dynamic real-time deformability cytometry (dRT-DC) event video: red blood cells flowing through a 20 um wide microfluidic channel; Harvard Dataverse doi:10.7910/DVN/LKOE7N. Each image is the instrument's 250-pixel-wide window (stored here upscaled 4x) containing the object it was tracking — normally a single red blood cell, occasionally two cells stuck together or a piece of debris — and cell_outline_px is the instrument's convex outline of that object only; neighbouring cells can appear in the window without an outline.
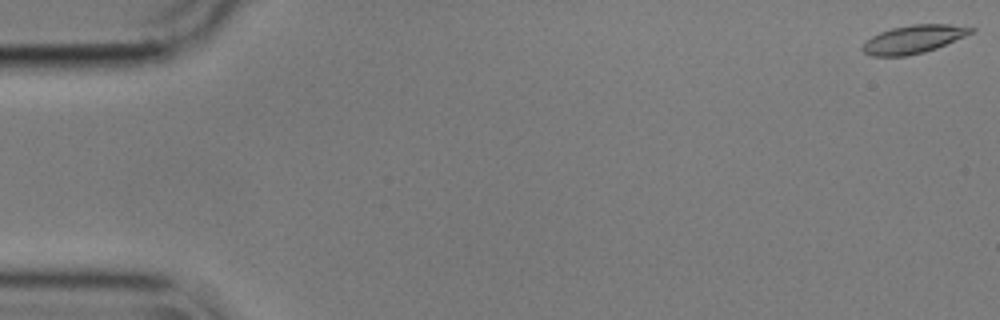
{"species": "common noctule bat (a hibernating species)", "species_latin": "Nyctalus noctula", "temperature_condition": "cold", "stored_images_in_passage": 57, "camera_frame_rate_fps": 3000, "um_per_image_px": 0.085, "animal": {"sex": "male", "body_mass_g": 17.9}, "frame": {"image": 1, "passage_image": 1, "time_ms": 0.0, "image_size_px": [1000, 320], "cell_outline_px": [[976, 28], [972, 32], [964, 36], [936, 48], [924, 52], [908, 56], [872, 56], [864, 52], [860, 48], [872, 36], [880, 32], [892, 28], [912, 24], [948, 24]], "centroid_in_image_um": [77.63, 3.34], "position_along_channel_um": 7.4, "area_um2": 17.57}}
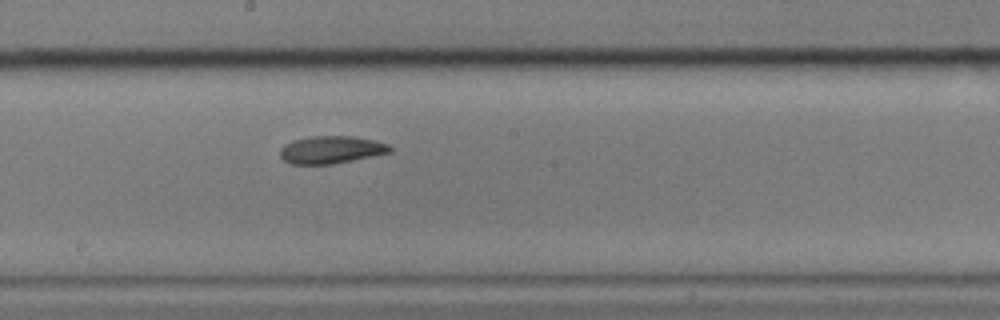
{"frame": {"image": 2, "passage_image": 31, "time_ms": 10.0, "image_size_px": [1000, 320], "cell_outline_px": [[392, 152], [332, 164], [292, 164], [284, 160], [280, 156], [280, 148], [284, 144], [292, 140], [308, 136], [352, 136], [372, 140], [388, 144], [392, 148]], "centroid_in_image_um": [28.11, 12.72], "position_along_channel_um": 220.1, "area_um2": 17.63}}
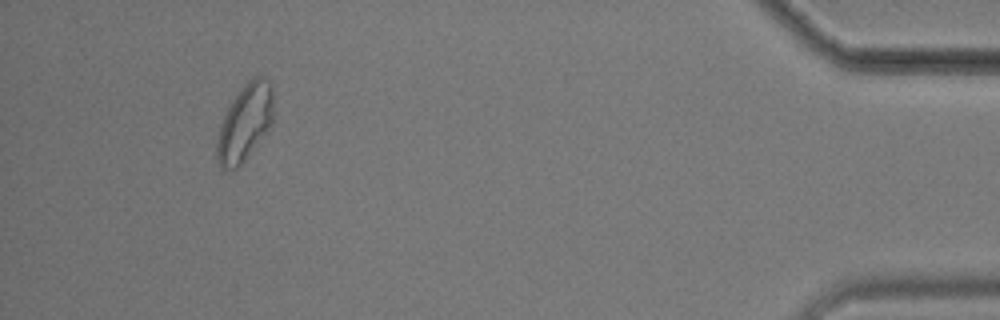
{"frame": {"image": 3, "passage_image": 53, "time_ms": 17.333, "image_size_px": [1000, 320], "cell_outline_px": [[272, 124], [244, 160], [232, 172], [220, 168], [216, 160], [216, 144], [220, 128], [224, 116], [236, 92], [252, 76], [260, 76], [268, 80], [272, 84]], "centroid_in_image_um": [20.79, 10.43], "position_along_channel_um": 414.4, "area_um2": 25.14}, "authors_computed_cell_mechanics": {"area_um2": 17.918, "velocity_mm_per_s": 3.5309, "shape_relaxation_time_tau1_ms": 5.9302, "shape_relaxation_time_tau2_ms": null, "deformation_change_tau1": 0.1518, "deformation_change_tau2": null}}